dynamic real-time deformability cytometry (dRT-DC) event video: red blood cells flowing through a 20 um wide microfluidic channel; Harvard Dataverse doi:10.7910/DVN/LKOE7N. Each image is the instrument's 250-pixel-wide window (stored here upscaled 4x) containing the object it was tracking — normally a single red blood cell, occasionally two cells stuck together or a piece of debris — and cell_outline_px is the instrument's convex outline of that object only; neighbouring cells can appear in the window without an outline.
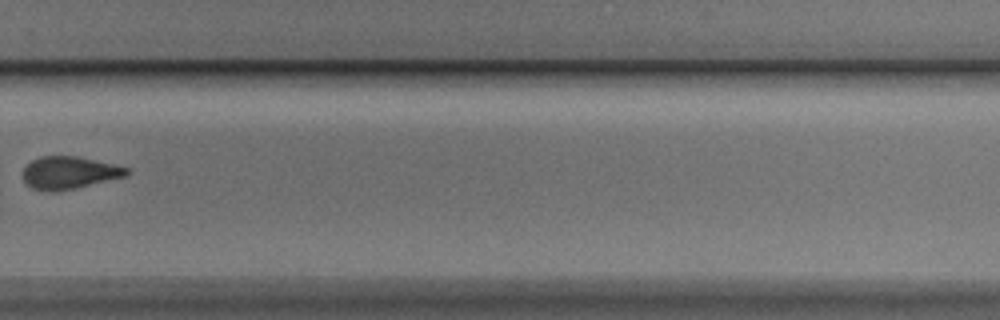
{"species": "Egyptian fruit bat (a non-hibernating species)", "species_latin": "Rousettus aegyptiacus", "temperature_condition": "cold", "stored_images_in_passage": 8, "camera_frame_rate_fps": 3000, "um_per_image_px": 0.085, "animal": {"sex": "male"}, "frame": {"image": 1, "passage_image": 8, "time_ms": 8.0, "image_size_px": [1000, 320], "cell_outline_px": [[128, 172], [124, 176], [72, 188], [48, 192], [32, 188], [24, 180], [24, 168], [32, 160], [40, 156], [76, 156], [112, 164], [128, 168]], "centroid_in_image_um": [5.82, 14.66], "position_along_channel_um": 324.0, "area_um2": 18.96}}